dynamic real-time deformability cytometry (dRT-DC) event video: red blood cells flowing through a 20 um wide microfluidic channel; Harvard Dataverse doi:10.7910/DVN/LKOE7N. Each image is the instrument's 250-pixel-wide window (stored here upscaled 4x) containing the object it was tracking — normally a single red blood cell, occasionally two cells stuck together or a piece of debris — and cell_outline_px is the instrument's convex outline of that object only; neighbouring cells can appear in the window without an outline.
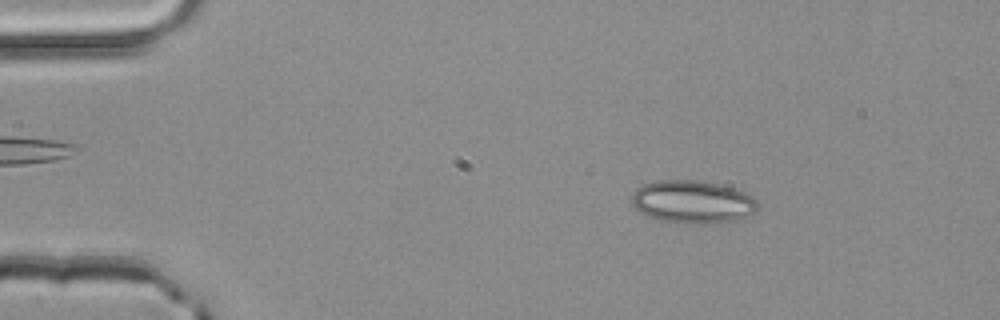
{"species": "common noctule bat (a hibernating species)", "species_latin": "Nyctalus noctula", "temperature_condition": "room temperature", "stored_images_in_passage": 50, "camera_frame_rate_fps": 3000, "um_per_image_px": 0.085, "animal": {"sex": "male", "body_mass_g": 20.4}, "frame": {"image": 1, "passage_image": 8, "time_ms": 2.333, "image_size_px": [1000, 320], "cell_outline_px": [[760, 204], [756, 212], [736, 220], [704, 224], [660, 220], [644, 216], [632, 204], [632, 192], [636, 188], [644, 184], [656, 180], [696, 180], [720, 184], [744, 192], [752, 196]], "centroid_in_image_um": [58.86, 17.15], "position_along_channel_um": 26.1, "area_um2": 31.56}}
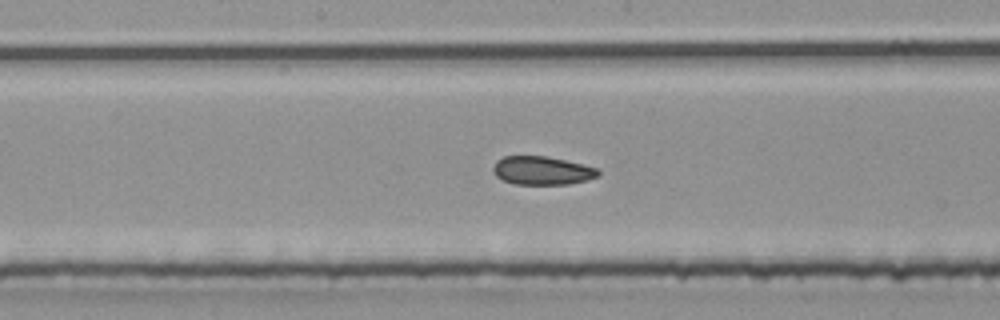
{"frame": {"image": 2, "passage_image": 26, "time_ms": 8.333, "image_size_px": [1000, 320], "cell_outline_px": [[600, 176], [588, 180], [568, 184], [512, 184], [496, 176], [492, 172], [492, 168], [496, 160], [504, 156], [548, 156], [600, 168]], "centroid_in_image_um": [46.1, 14.49], "position_along_channel_um": 202.1, "area_um2": 17.69}}
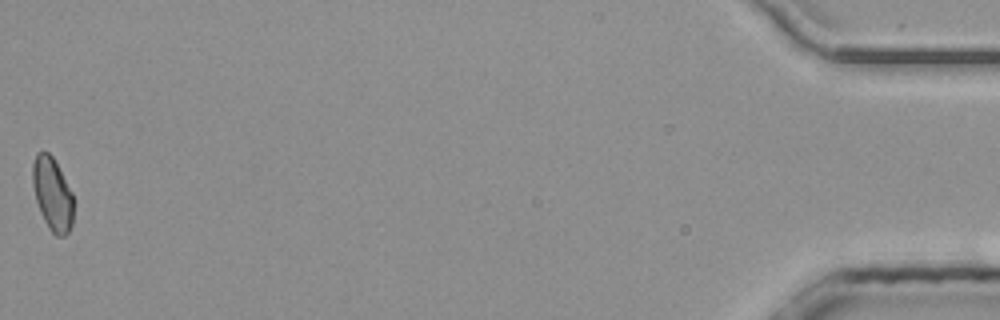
{"frame": {"image": 3, "passage_image": 50, "time_ms": 16.333, "image_size_px": [1000, 320], "cell_outline_px": [[76, 200], [72, 224], [68, 232], [64, 236], [56, 236], [48, 228], [40, 212], [36, 200], [32, 184], [32, 164], [36, 152], [48, 152], [52, 156], [72, 192]], "centroid_in_image_um": [4.47, 16.52], "position_along_channel_um": 430.7, "area_um2": 17.74}, "authors_computed_cell_mechanics": {"area_um2": 18.3226, "velocity_mm_per_s": 4.161, "shape_relaxation_time_tau1_ms": null, "shape_relaxation_time_tau2_ms": 4.5893, "deformation_change_tau1": null, "deformation_change_tau2": 0.1012}}